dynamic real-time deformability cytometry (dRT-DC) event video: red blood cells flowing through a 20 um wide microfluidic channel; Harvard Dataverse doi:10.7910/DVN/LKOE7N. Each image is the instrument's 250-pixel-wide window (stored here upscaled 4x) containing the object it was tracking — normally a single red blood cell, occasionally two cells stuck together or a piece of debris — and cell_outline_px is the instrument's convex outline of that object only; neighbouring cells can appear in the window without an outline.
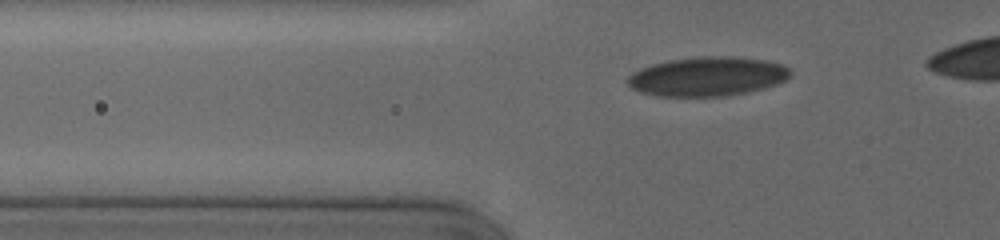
{"species": "human", "species_latin": "Homo sapiens", "temperature_condition": "cold", "stored_images_in_passage": 24, "camera_frame_rate_fps": 3000, "um_per_image_px": 0.085, "donor": {"sex": "female"}, "frame": {"image": 1, "passage_image": 9, "time_ms": 2.667, "image_size_px": [1000, 240], "cell_outline_px": [[792, 76], [776, 84], [764, 88], [748, 92], [724, 96], [656, 96], [640, 92], [632, 88], [628, 84], [628, 76], [632, 72], [640, 68], [652, 64], [668, 60], [700, 56], [732, 56], [768, 60], [784, 64], [792, 72]], "centroid_in_image_um": [60.15, 6.49], "position_along_channel_um": 65.6, "area_um2": 37.51}}
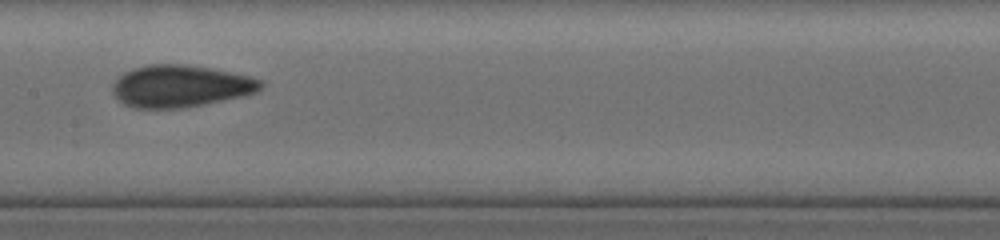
{"frame": {"image": 2, "passage_image": 17, "time_ms": 6.333, "image_size_px": [1000, 240], "cell_outline_px": [[264, 84], [256, 92], [240, 96], [180, 108], [132, 108], [124, 104], [112, 92], [112, 84], [124, 72], [132, 68], [152, 64], [184, 64], [208, 68], [248, 76], [260, 80]], "centroid_in_image_um": [15.27, 7.31], "position_along_channel_um": 192.1, "area_um2": 35.72}}
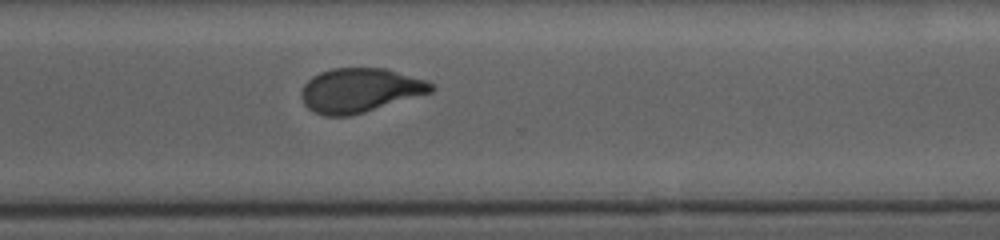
{"frame": {"image": 3, "passage_image": 24, "time_ms": 10.333, "image_size_px": [1000, 240], "cell_outline_px": [[436, 88], [432, 92], [364, 112], [348, 116], [324, 116], [308, 108], [304, 104], [300, 96], [300, 92], [304, 84], [312, 76], [320, 72], [332, 68], [384, 68], [428, 80], [436, 84]], "centroid_in_image_um": [30.6, 7.66], "position_along_channel_um": 340.0, "area_um2": 33.58}}